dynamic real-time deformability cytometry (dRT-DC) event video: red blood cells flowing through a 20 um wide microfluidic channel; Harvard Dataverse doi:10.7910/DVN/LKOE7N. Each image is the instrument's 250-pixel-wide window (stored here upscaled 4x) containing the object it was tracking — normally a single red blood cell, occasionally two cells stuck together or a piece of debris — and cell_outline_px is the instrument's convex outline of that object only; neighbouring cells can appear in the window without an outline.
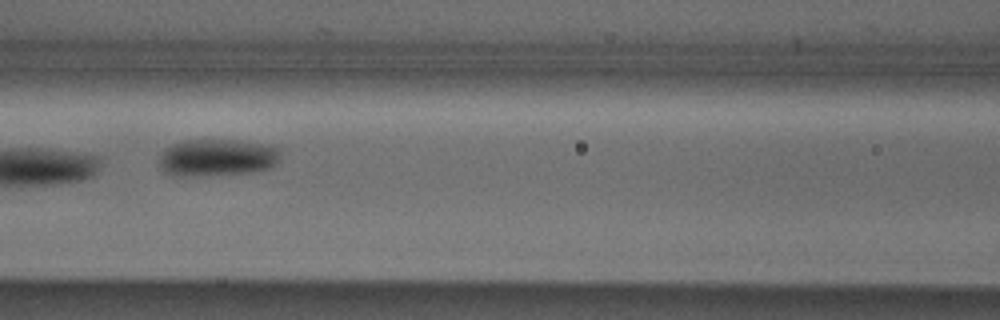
{"species": "Egyptian fruit bat (a non-hibernating species)", "species_latin": "Rousettus aegyptiacus", "temperature_condition": "cold", "stored_images_in_passage": 6, "camera_frame_rate_fps": 3000, "um_per_image_px": 0.085, "animal": {"sex": "male"}, "frame": {"image": 1, "passage_image": 4, "time_ms": 1.0, "image_size_px": [1000, 320], "cell_outline_px": [[280, 160], [276, 164], [268, 168], [248, 172], [208, 176], [172, 176], [164, 172], [160, 168], [160, 152], [184, 140], [240, 140], [272, 144], [280, 148]], "centroid_in_image_um": [18.49, 13.39], "position_along_channel_um": 148.1, "area_um2": 26.65}}
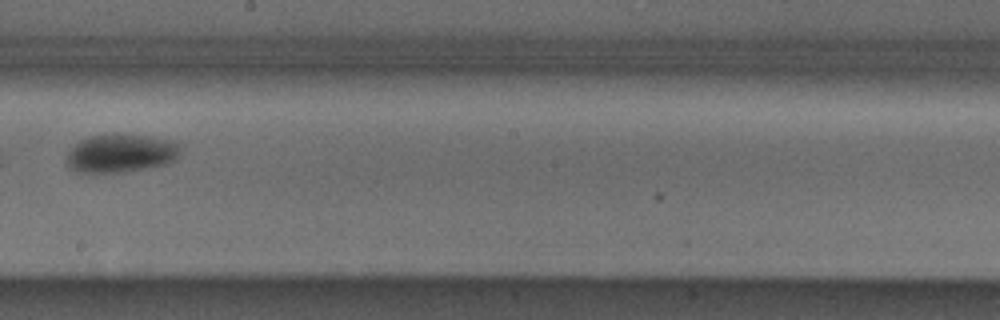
{"frame": {"image": 2, "passage_image": 6, "time_ms": 1.667, "image_size_px": [1000, 320], "cell_outline_px": [[184, 148], [176, 160], [168, 164], [148, 168], [124, 172], [76, 172], [68, 164], [68, 152], [80, 140], [88, 136], [116, 132], [148, 136], [172, 140], [180, 144]], "centroid_in_image_um": [10.36, 13.0], "position_along_channel_um": 237.8, "area_um2": 26.01}}